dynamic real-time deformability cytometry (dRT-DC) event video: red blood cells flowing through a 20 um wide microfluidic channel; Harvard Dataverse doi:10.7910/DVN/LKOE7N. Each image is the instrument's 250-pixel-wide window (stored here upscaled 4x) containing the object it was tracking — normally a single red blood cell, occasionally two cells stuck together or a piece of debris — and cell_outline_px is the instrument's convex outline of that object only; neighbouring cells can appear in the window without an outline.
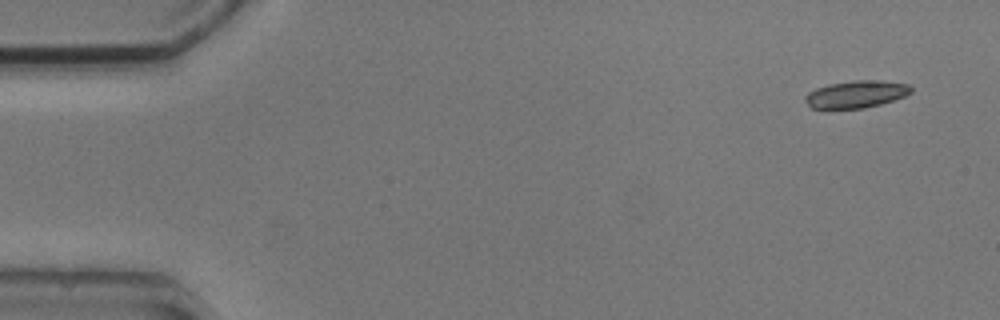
{"species": "common noctule bat (a hibernating species)", "species_latin": "Nyctalus noctula", "temperature_condition": "cold", "stored_images_in_passage": 5, "segment_of_instrument_passage": [1, 2], "camera_frame_rate_fps": 3000, "um_per_image_px": 0.085, "animal": {"sex": "male", "body_mass_g": 20.5, "forearm_length_mm": 52.5}, "frame": {"image": 1, "passage_image": 1, "time_ms": 0.0, "image_size_px": [1000, 320], "cell_outline_px": [[912, 92], [904, 96], [880, 104], [864, 108], [812, 108], [804, 100], [804, 96], [808, 92], [816, 88], [828, 84], [856, 80], [880, 80], [908, 84], [912, 88]], "centroid_in_image_um": [72.76, 8.0], "position_along_channel_um": 12.2, "area_um2": 16.7}}